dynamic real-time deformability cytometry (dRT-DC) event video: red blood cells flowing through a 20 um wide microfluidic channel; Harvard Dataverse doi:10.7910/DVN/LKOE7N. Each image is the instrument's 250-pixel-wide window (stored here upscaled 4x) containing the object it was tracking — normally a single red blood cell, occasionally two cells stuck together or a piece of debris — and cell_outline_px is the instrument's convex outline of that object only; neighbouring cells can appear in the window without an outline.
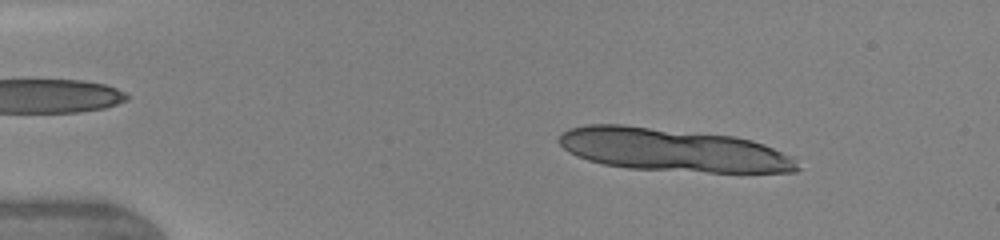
{"species": "human", "species_latin": "Homo sapiens", "temperature_condition": "warm", "stored_images_in_passage": 38, "segment_of_instrument_passage": [1, 2], "camera_frame_rate_fps": 3000, "um_per_image_px": 0.085, "donor": {"sex": "female"}, "frame": {"image": 1, "passage_image": 5, "time_ms": 1.667, "image_size_px": [1000, 240], "cell_outline_px": [[800, 168], [796, 172], [708, 172], [628, 168], [604, 164], [588, 160], [576, 156], [568, 152], [556, 140], [568, 128], [584, 124], [624, 124], [736, 136], [752, 140], [764, 144], [792, 156]], "centroid_in_image_um": [57.17, 12.73], "position_along_channel_um": 27.8, "area_um2": 60.11}}